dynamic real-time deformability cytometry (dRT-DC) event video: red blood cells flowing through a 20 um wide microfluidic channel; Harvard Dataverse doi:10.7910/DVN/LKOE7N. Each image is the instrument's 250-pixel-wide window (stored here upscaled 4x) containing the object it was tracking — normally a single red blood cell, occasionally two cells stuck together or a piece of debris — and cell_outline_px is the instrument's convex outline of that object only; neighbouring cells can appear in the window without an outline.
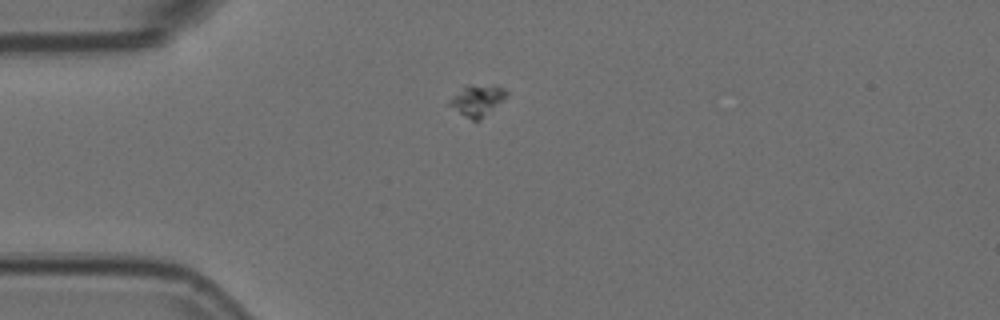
{"species": "Egyptian fruit bat (a non-hibernating species)", "species_latin": "Rousettus aegyptiacus", "temperature_condition": "room temperature", "stored_images_in_passage": 49, "camera_frame_rate_fps": 3000, "um_per_image_px": 0.085, "animal": {"sex": "female"}, "frame": {"image": 1, "passage_image": 8, "time_ms": 2.333, "image_size_px": [1000, 320], "cell_outline_px": [[508, 96], [480, 120], [472, 120], [448, 104], [448, 100], [464, 84], [496, 84], [504, 88], [508, 92]], "centroid_in_image_um": [40.59, 8.46], "position_along_channel_um": 44.4, "area_um2": 10.58}}
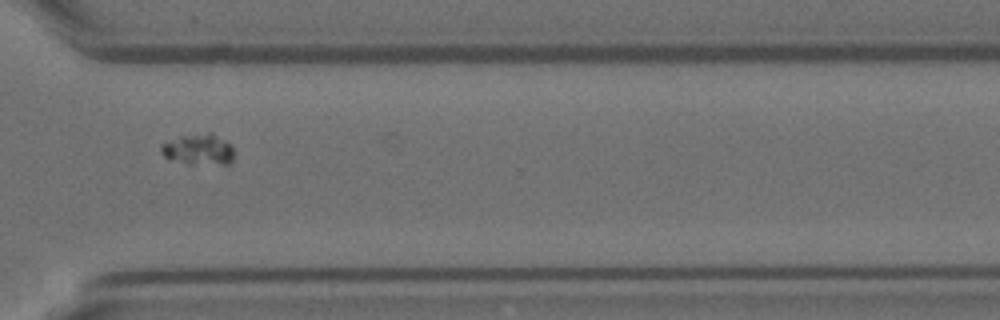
{"frame": {"image": 2, "passage_image": 35, "time_ms": 11.333, "image_size_px": [1000, 320], "cell_outline_px": [[232, 160], [228, 164], [188, 164], [168, 160], [160, 152], [160, 144], [180, 136], [208, 132], [212, 132], [232, 144]], "centroid_in_image_um": [16.84, 12.7], "position_along_channel_um": 353.8, "area_um2": 13.41}}
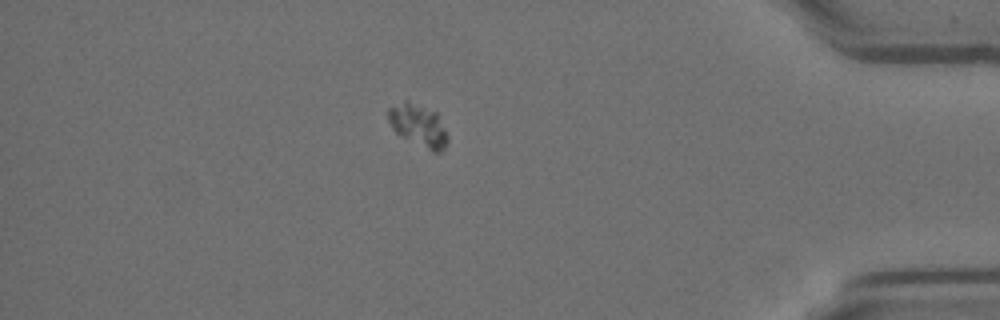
{"frame": {"image": 3, "passage_image": 42, "time_ms": 13.667, "image_size_px": [1000, 320], "cell_outline_px": [[448, 140], [444, 148], [440, 152], [432, 152], [396, 132], [392, 128], [388, 120], [388, 108], [404, 100], [408, 100], [436, 112], [448, 136]], "centroid_in_image_um": [35.56, 10.64], "position_along_channel_um": 399.6, "area_um2": 14.45}}